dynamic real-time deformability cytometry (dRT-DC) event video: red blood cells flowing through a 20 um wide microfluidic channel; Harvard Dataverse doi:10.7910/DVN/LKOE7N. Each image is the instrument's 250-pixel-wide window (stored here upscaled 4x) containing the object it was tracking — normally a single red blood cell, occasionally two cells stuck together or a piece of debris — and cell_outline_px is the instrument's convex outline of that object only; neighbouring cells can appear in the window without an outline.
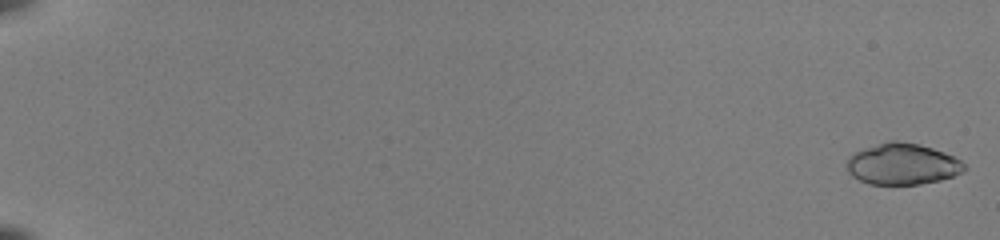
{"species": "common noctule bat (a hibernating species)", "species_latin": "Nyctalus noctula", "temperature_condition": "room temperature", "stored_images_in_passage": 53, "camera_frame_rate_fps": 3000, "um_per_image_px": 0.085, "animal": {"sex": "female", "body_mass_g": 22.0, "forearm_length_mm": 56.7}, "frame": {"image": 1, "passage_image": 1, "time_ms": 0.0, "image_size_px": [1000, 240], "cell_outline_px": [[968, 168], [964, 172], [940, 180], [920, 184], [868, 184], [852, 176], [848, 172], [848, 160], [852, 152], [888, 140], [896, 140], [920, 144], [944, 152], [960, 160]], "centroid_in_image_um": [76.71, 13.94], "position_along_channel_um": 8.3, "area_um2": 28.32}}
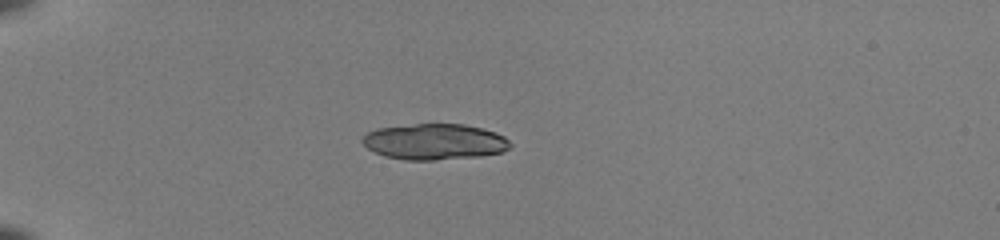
{"frame": {"image": 2, "passage_image": 17, "time_ms": 5.333, "image_size_px": [1000, 240], "cell_outline_px": [[512, 144], [504, 152], [480, 156], [436, 160], [404, 160], [384, 156], [368, 148], [360, 140], [368, 132], [376, 128], [416, 124], [464, 124], [484, 128], [496, 132], [504, 136]], "centroid_in_image_um": [36.96, 12.05], "position_along_channel_um": 48.0, "area_um2": 31.1}, "authors_computed_cell_mechanics": {"area_um2": 28.611, "velocity_mm_per_s": 4.0145, "shape_relaxation_time_tau1_ms": 1.0728, "shape_relaxation_time_tau2_ms": 2.2446, "deformation_change_tau1": 0.2909, "deformation_change_tau2": 0.0669}}